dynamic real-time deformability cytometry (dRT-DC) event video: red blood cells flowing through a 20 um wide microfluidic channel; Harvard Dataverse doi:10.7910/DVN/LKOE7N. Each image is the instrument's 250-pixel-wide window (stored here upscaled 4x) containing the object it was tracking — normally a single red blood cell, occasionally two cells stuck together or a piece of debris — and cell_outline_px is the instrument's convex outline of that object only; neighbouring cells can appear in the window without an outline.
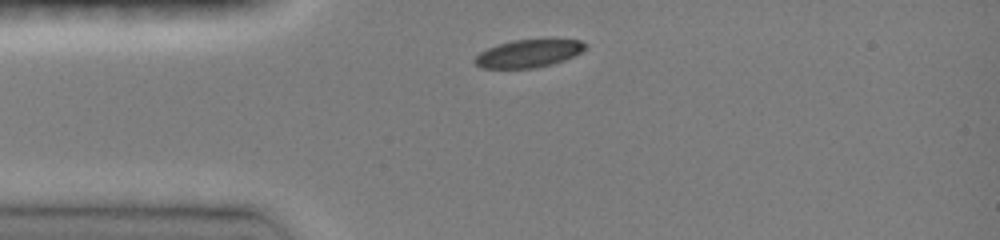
{"species": "common noctule bat (a hibernating species)", "species_latin": "Nyctalus noctula", "temperature_condition": "room temperature", "stored_images_in_passage": 15, "camera_frame_rate_fps": 3000, "um_per_image_px": 0.085, "animal": {"sex": "female", "body_mass_g": 19.0, "forearm_length_mm": 51.5}, "frame": {"image": 1, "passage_image": 1, "time_ms": 0.0, "image_size_px": [1000, 240], "cell_outline_px": [[588, 44], [580, 52], [564, 60], [552, 64], [536, 68], [480, 68], [472, 60], [480, 52], [488, 48], [512, 40], [580, 40]], "centroid_in_image_um": [44.89, 4.56], "position_along_channel_um": 40.1, "area_um2": 17.63}}
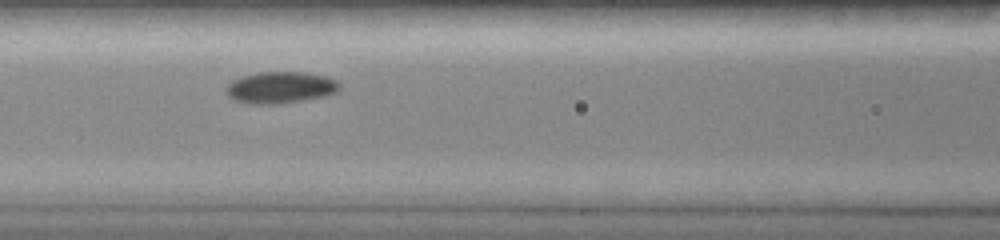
{"frame": {"image": 2, "passage_image": 7, "time_ms": 3.0, "image_size_px": [1000, 240], "cell_outline_px": [[340, 88], [336, 92], [324, 96], [280, 104], [252, 104], [232, 100], [228, 96], [228, 84], [232, 80], [256, 72], [304, 72], [328, 76], [336, 80], [340, 84]], "centroid_in_image_um": [23.85, 7.43], "position_along_channel_um": 142.7, "area_um2": 20.92}}